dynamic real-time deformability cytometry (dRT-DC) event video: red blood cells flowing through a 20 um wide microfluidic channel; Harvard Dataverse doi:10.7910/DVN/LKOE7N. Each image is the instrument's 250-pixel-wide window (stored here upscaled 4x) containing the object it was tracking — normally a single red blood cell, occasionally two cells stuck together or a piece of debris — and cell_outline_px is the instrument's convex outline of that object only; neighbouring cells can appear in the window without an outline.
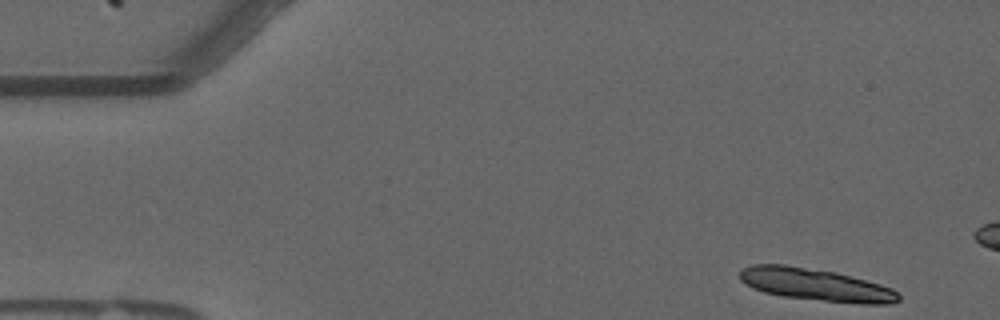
{"species": "common noctule bat (a hibernating species)", "species_latin": "Nyctalus noctula", "temperature_condition": "warm", "stored_images_in_passage": 12, "camera_frame_rate_fps": 3000, "um_per_image_px": 0.085, "animal": {"sex": "male", "forearm_length_mm": 52.5}, "frame": {"image": 1, "passage_image": 1, "time_ms": 0.0, "image_size_px": [1000, 320], "cell_outline_px": [[900, 300], [892, 304], [864, 304], [784, 296], [764, 292], [752, 288], [740, 280], [740, 268], [752, 264], [784, 264], [836, 272], [880, 284], [892, 288], [900, 296]], "centroid_in_image_um": [69.32, 24.18], "position_along_channel_um": 15.7, "area_um2": 29.77}}